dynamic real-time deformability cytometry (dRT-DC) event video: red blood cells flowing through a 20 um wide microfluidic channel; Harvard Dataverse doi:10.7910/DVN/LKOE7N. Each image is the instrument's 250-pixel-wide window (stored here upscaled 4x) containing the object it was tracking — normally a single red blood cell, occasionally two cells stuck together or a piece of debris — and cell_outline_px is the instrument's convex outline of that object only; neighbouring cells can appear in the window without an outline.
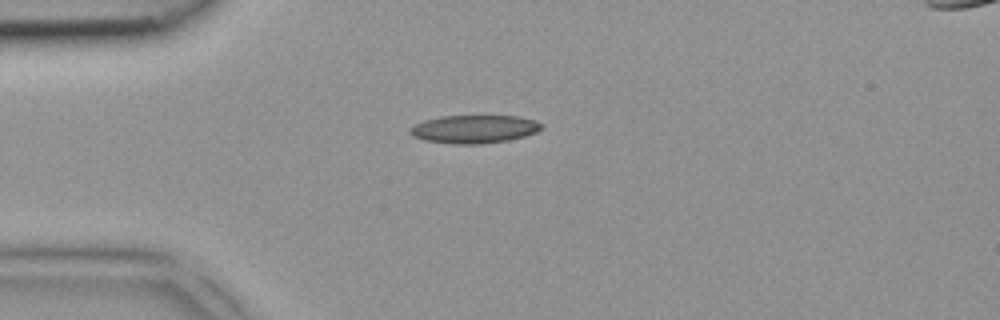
{"species": "common noctule bat (a hibernating species)", "species_latin": "Nyctalus noctula", "temperature_condition": "room temperature", "stored_images_in_passage": 2, "camera_frame_rate_fps": 3000, "um_per_image_px": 0.085, "animal": {"sex": "female", "body_mass_g": 18.4}, "frame": {"image": 1, "passage_image": 1, "time_ms": 0.0, "image_size_px": [1000, 320], "cell_outline_px": [[544, 128], [536, 132], [524, 136], [508, 140], [480, 144], [452, 144], [424, 140], [412, 136], [408, 132], [408, 128], [424, 120], [440, 116], [520, 116], [536, 120], [544, 124]], "centroid_in_image_um": [40.31, 10.97], "position_along_channel_um": 44.7, "area_um2": 21.79}}